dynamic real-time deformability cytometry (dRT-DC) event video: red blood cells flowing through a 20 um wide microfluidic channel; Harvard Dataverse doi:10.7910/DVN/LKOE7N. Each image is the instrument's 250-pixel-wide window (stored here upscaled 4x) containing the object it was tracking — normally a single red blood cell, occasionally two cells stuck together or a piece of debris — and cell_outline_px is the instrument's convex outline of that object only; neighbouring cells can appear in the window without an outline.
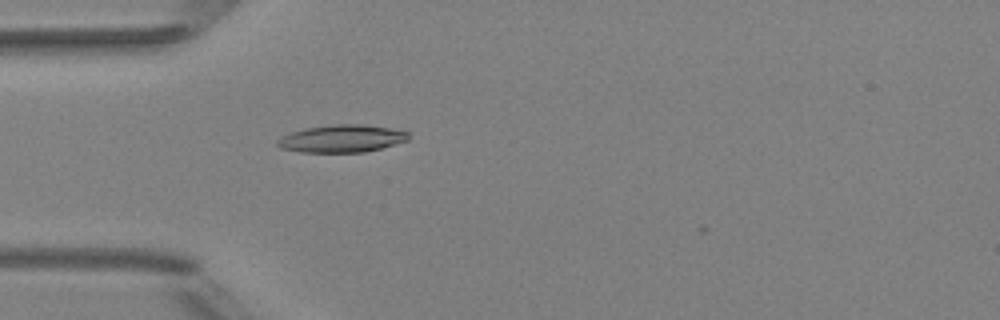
{"species": "Egyptian fruit bat (a non-hibernating species)", "species_latin": "Rousettus aegyptiacus", "temperature_condition": "room temperature", "stored_images_in_passage": 4, "camera_frame_rate_fps": 3000, "um_per_image_px": 0.085, "animal": {"sex": "female"}, "frame": {"image": 1, "passage_image": 4, "time_ms": 4.333, "image_size_px": [1000, 320], "cell_outline_px": [[408, 140], [380, 148], [364, 152], [300, 152], [280, 148], [276, 144], [276, 140], [292, 132], [308, 128], [332, 124], [360, 124], [388, 128], [408, 132]], "centroid_in_image_um": [29.02, 11.78], "position_along_channel_um": 56.0, "area_um2": 20.69}}